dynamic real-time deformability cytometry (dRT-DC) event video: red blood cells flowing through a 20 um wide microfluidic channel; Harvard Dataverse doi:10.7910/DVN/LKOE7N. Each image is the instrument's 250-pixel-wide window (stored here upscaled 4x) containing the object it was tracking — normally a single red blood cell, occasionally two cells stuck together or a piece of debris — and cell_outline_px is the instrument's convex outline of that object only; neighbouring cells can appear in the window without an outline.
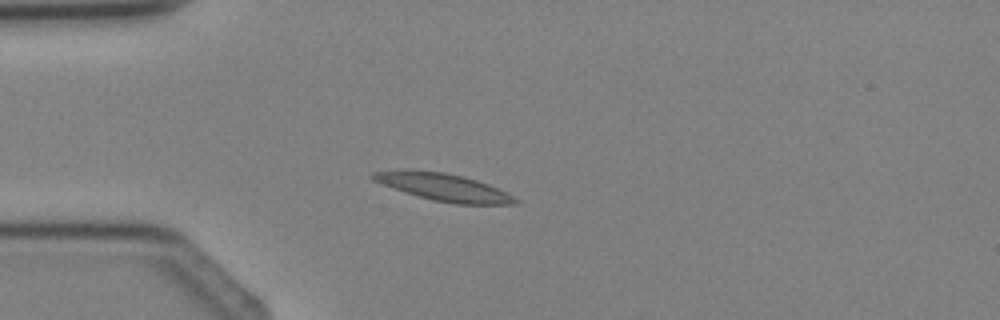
{"species": "Egyptian fruit bat (a non-hibernating species)", "species_latin": "Rousettus aegyptiacus", "temperature_condition": "cold", "stored_images_in_passage": 3, "camera_frame_rate_fps": 3000, "um_per_image_px": 0.085, "animal": {"sex": "female"}, "frame": {"image": 1, "passage_image": 3, "time_ms": 2.333, "image_size_px": [1000, 320], "cell_outline_px": [[520, 200], [516, 204], [456, 204], [436, 200], [404, 192], [372, 180], [368, 176], [372, 172], [444, 172], [476, 180], [488, 184]], "centroid_in_image_um": [37.76, 15.95], "position_along_channel_um": 47.2, "area_um2": 21.56}}